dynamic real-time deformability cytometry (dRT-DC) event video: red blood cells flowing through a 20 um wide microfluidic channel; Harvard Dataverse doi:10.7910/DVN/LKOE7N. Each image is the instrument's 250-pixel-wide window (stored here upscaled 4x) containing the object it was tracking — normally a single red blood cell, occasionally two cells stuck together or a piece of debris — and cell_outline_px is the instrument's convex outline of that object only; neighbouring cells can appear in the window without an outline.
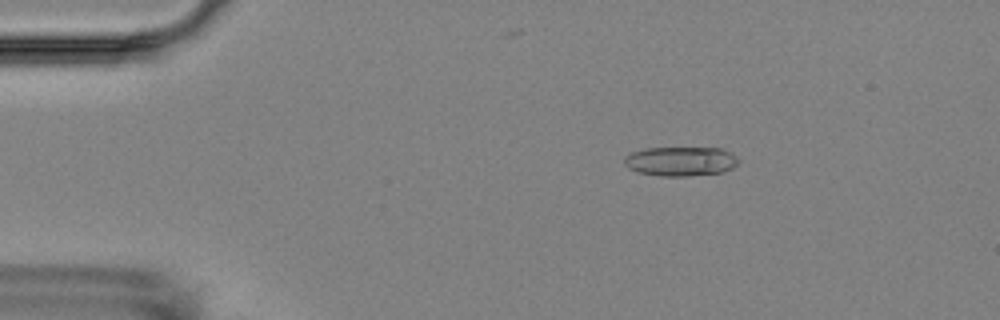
{"species": "Egyptian fruit bat (a non-hibernating species)", "species_latin": "Rousettus aegyptiacus", "temperature_condition": "room temperature", "stored_images_in_passage": 5, "camera_frame_rate_fps": 3000, "um_per_image_px": 0.085, "animal": {"sex": "female"}, "frame": {"image": 1, "passage_image": 3, "time_ms": 2.333, "image_size_px": [1000, 320], "cell_outline_px": [[740, 164], [724, 172], [688, 176], [660, 176], [636, 172], [628, 168], [624, 164], [624, 156], [628, 152], [644, 148], [720, 148], [736, 156], [740, 160]], "centroid_in_image_um": [57.83, 13.71], "position_along_channel_um": 27.2, "area_um2": 19.88}}